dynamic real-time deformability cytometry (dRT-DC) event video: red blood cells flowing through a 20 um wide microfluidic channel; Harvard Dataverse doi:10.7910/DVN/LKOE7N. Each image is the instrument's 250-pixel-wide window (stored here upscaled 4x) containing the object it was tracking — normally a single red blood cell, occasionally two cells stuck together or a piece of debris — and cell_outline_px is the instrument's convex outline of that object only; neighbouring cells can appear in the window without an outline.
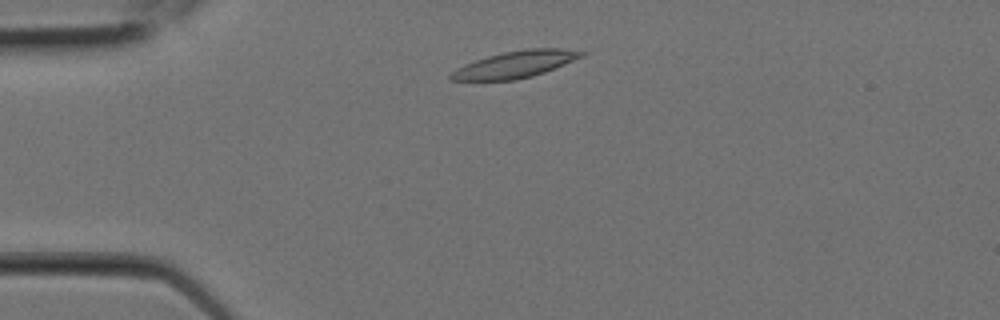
{"species": "Egyptian fruit bat (a non-hibernating species)", "species_latin": "Rousettus aegyptiacus", "temperature_condition": "room temperature", "stored_images_in_passage": 3, "camera_frame_rate_fps": 3000, "um_per_image_px": 0.085, "animal": {"sex": "female"}, "frame": {"image": 1, "passage_image": 2, "time_ms": 0.333, "image_size_px": [1000, 320], "cell_outline_px": [[588, 52], [584, 56], [544, 72], [532, 76], [516, 80], [448, 80], [448, 76], [456, 68], [464, 64], [488, 56], [504, 52], [528, 48], [560, 48]], "centroid_in_image_um": [43.8, 5.47], "position_along_channel_um": 41.2, "area_um2": 20.29}}